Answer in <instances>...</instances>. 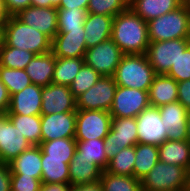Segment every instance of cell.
Wrapping results in <instances>:
<instances>
[{
    "instance_id": "10",
    "label": "cell",
    "mask_w": 190,
    "mask_h": 191,
    "mask_svg": "<svg viewBox=\"0 0 190 191\" xmlns=\"http://www.w3.org/2000/svg\"><path fill=\"white\" fill-rule=\"evenodd\" d=\"M150 106L148 91L117 86L109 113L112 118H136Z\"/></svg>"
},
{
    "instance_id": "41",
    "label": "cell",
    "mask_w": 190,
    "mask_h": 191,
    "mask_svg": "<svg viewBox=\"0 0 190 191\" xmlns=\"http://www.w3.org/2000/svg\"><path fill=\"white\" fill-rule=\"evenodd\" d=\"M42 181L24 174H11L12 191H40Z\"/></svg>"
},
{
    "instance_id": "29",
    "label": "cell",
    "mask_w": 190,
    "mask_h": 191,
    "mask_svg": "<svg viewBox=\"0 0 190 191\" xmlns=\"http://www.w3.org/2000/svg\"><path fill=\"white\" fill-rule=\"evenodd\" d=\"M12 124L31 143L40 145L41 143V115H20L5 114Z\"/></svg>"
},
{
    "instance_id": "38",
    "label": "cell",
    "mask_w": 190,
    "mask_h": 191,
    "mask_svg": "<svg viewBox=\"0 0 190 191\" xmlns=\"http://www.w3.org/2000/svg\"><path fill=\"white\" fill-rule=\"evenodd\" d=\"M100 77L101 75L98 72L84 63L69 88L74 97L77 98L95 85Z\"/></svg>"
},
{
    "instance_id": "31",
    "label": "cell",
    "mask_w": 190,
    "mask_h": 191,
    "mask_svg": "<svg viewBox=\"0 0 190 191\" xmlns=\"http://www.w3.org/2000/svg\"><path fill=\"white\" fill-rule=\"evenodd\" d=\"M76 151L80 157L92 159L103 171L106 170L109 158L104 150V139L76 141Z\"/></svg>"
},
{
    "instance_id": "23",
    "label": "cell",
    "mask_w": 190,
    "mask_h": 191,
    "mask_svg": "<svg viewBox=\"0 0 190 191\" xmlns=\"http://www.w3.org/2000/svg\"><path fill=\"white\" fill-rule=\"evenodd\" d=\"M102 169L94 160L80 157L75 150L74 156L69 163L70 185H84L100 180Z\"/></svg>"
},
{
    "instance_id": "2",
    "label": "cell",
    "mask_w": 190,
    "mask_h": 191,
    "mask_svg": "<svg viewBox=\"0 0 190 191\" xmlns=\"http://www.w3.org/2000/svg\"><path fill=\"white\" fill-rule=\"evenodd\" d=\"M156 75L145 54H124L113 78L117 86L148 91Z\"/></svg>"
},
{
    "instance_id": "24",
    "label": "cell",
    "mask_w": 190,
    "mask_h": 191,
    "mask_svg": "<svg viewBox=\"0 0 190 191\" xmlns=\"http://www.w3.org/2000/svg\"><path fill=\"white\" fill-rule=\"evenodd\" d=\"M41 163V148L39 145H32L8 164L11 174H24V176H31L41 180Z\"/></svg>"
},
{
    "instance_id": "54",
    "label": "cell",
    "mask_w": 190,
    "mask_h": 191,
    "mask_svg": "<svg viewBox=\"0 0 190 191\" xmlns=\"http://www.w3.org/2000/svg\"><path fill=\"white\" fill-rule=\"evenodd\" d=\"M182 4L190 10V0H181Z\"/></svg>"
},
{
    "instance_id": "52",
    "label": "cell",
    "mask_w": 190,
    "mask_h": 191,
    "mask_svg": "<svg viewBox=\"0 0 190 191\" xmlns=\"http://www.w3.org/2000/svg\"><path fill=\"white\" fill-rule=\"evenodd\" d=\"M187 140L190 142V111L187 114Z\"/></svg>"
},
{
    "instance_id": "53",
    "label": "cell",
    "mask_w": 190,
    "mask_h": 191,
    "mask_svg": "<svg viewBox=\"0 0 190 191\" xmlns=\"http://www.w3.org/2000/svg\"><path fill=\"white\" fill-rule=\"evenodd\" d=\"M61 4V0H49V7L58 8Z\"/></svg>"
},
{
    "instance_id": "8",
    "label": "cell",
    "mask_w": 190,
    "mask_h": 191,
    "mask_svg": "<svg viewBox=\"0 0 190 191\" xmlns=\"http://www.w3.org/2000/svg\"><path fill=\"white\" fill-rule=\"evenodd\" d=\"M121 49L110 38L85 51L84 63L101 76L113 77L123 56Z\"/></svg>"
},
{
    "instance_id": "32",
    "label": "cell",
    "mask_w": 190,
    "mask_h": 191,
    "mask_svg": "<svg viewBox=\"0 0 190 191\" xmlns=\"http://www.w3.org/2000/svg\"><path fill=\"white\" fill-rule=\"evenodd\" d=\"M100 183L103 191H142L141 180L102 171Z\"/></svg>"
},
{
    "instance_id": "9",
    "label": "cell",
    "mask_w": 190,
    "mask_h": 191,
    "mask_svg": "<svg viewBox=\"0 0 190 191\" xmlns=\"http://www.w3.org/2000/svg\"><path fill=\"white\" fill-rule=\"evenodd\" d=\"M138 143V130L136 118H112L111 128L104 138V150L108 158L115 156L126 147Z\"/></svg>"
},
{
    "instance_id": "7",
    "label": "cell",
    "mask_w": 190,
    "mask_h": 191,
    "mask_svg": "<svg viewBox=\"0 0 190 191\" xmlns=\"http://www.w3.org/2000/svg\"><path fill=\"white\" fill-rule=\"evenodd\" d=\"M189 45L190 39L150 42L145 55L156 74H166Z\"/></svg>"
},
{
    "instance_id": "45",
    "label": "cell",
    "mask_w": 190,
    "mask_h": 191,
    "mask_svg": "<svg viewBox=\"0 0 190 191\" xmlns=\"http://www.w3.org/2000/svg\"><path fill=\"white\" fill-rule=\"evenodd\" d=\"M10 94L6 86L0 80V115H5L10 104Z\"/></svg>"
},
{
    "instance_id": "35",
    "label": "cell",
    "mask_w": 190,
    "mask_h": 191,
    "mask_svg": "<svg viewBox=\"0 0 190 191\" xmlns=\"http://www.w3.org/2000/svg\"><path fill=\"white\" fill-rule=\"evenodd\" d=\"M34 53L16 47L3 46L0 48V66L13 69H25Z\"/></svg>"
},
{
    "instance_id": "5",
    "label": "cell",
    "mask_w": 190,
    "mask_h": 191,
    "mask_svg": "<svg viewBox=\"0 0 190 191\" xmlns=\"http://www.w3.org/2000/svg\"><path fill=\"white\" fill-rule=\"evenodd\" d=\"M141 185L142 191H183L189 188V171L159 160L141 180Z\"/></svg>"
},
{
    "instance_id": "18",
    "label": "cell",
    "mask_w": 190,
    "mask_h": 191,
    "mask_svg": "<svg viewBox=\"0 0 190 191\" xmlns=\"http://www.w3.org/2000/svg\"><path fill=\"white\" fill-rule=\"evenodd\" d=\"M84 29L70 30L68 33H57L51 43V51L57 58L84 57L86 40Z\"/></svg>"
},
{
    "instance_id": "33",
    "label": "cell",
    "mask_w": 190,
    "mask_h": 191,
    "mask_svg": "<svg viewBox=\"0 0 190 191\" xmlns=\"http://www.w3.org/2000/svg\"><path fill=\"white\" fill-rule=\"evenodd\" d=\"M135 164V146L126 147L119 151L115 156L109 158L105 171L122 176H133Z\"/></svg>"
},
{
    "instance_id": "26",
    "label": "cell",
    "mask_w": 190,
    "mask_h": 191,
    "mask_svg": "<svg viewBox=\"0 0 190 191\" xmlns=\"http://www.w3.org/2000/svg\"><path fill=\"white\" fill-rule=\"evenodd\" d=\"M181 5V0H136L129 8L148 22L177 9Z\"/></svg>"
},
{
    "instance_id": "43",
    "label": "cell",
    "mask_w": 190,
    "mask_h": 191,
    "mask_svg": "<svg viewBox=\"0 0 190 191\" xmlns=\"http://www.w3.org/2000/svg\"><path fill=\"white\" fill-rule=\"evenodd\" d=\"M10 16H16L21 10L31 6V0H4Z\"/></svg>"
},
{
    "instance_id": "6",
    "label": "cell",
    "mask_w": 190,
    "mask_h": 191,
    "mask_svg": "<svg viewBox=\"0 0 190 191\" xmlns=\"http://www.w3.org/2000/svg\"><path fill=\"white\" fill-rule=\"evenodd\" d=\"M112 116L104 110H77L75 140L104 139L111 128Z\"/></svg>"
},
{
    "instance_id": "11",
    "label": "cell",
    "mask_w": 190,
    "mask_h": 191,
    "mask_svg": "<svg viewBox=\"0 0 190 191\" xmlns=\"http://www.w3.org/2000/svg\"><path fill=\"white\" fill-rule=\"evenodd\" d=\"M117 84L113 77L101 76L95 85L76 98L77 110L110 111Z\"/></svg>"
},
{
    "instance_id": "22",
    "label": "cell",
    "mask_w": 190,
    "mask_h": 191,
    "mask_svg": "<svg viewBox=\"0 0 190 191\" xmlns=\"http://www.w3.org/2000/svg\"><path fill=\"white\" fill-rule=\"evenodd\" d=\"M178 82L165 74H157L149 87L148 96L152 107L178 101Z\"/></svg>"
},
{
    "instance_id": "20",
    "label": "cell",
    "mask_w": 190,
    "mask_h": 191,
    "mask_svg": "<svg viewBox=\"0 0 190 191\" xmlns=\"http://www.w3.org/2000/svg\"><path fill=\"white\" fill-rule=\"evenodd\" d=\"M113 18L107 15L87 13L84 22L87 49L111 38Z\"/></svg>"
},
{
    "instance_id": "27",
    "label": "cell",
    "mask_w": 190,
    "mask_h": 191,
    "mask_svg": "<svg viewBox=\"0 0 190 191\" xmlns=\"http://www.w3.org/2000/svg\"><path fill=\"white\" fill-rule=\"evenodd\" d=\"M72 159L47 158L41 150L42 183L70 184L69 163Z\"/></svg>"
},
{
    "instance_id": "36",
    "label": "cell",
    "mask_w": 190,
    "mask_h": 191,
    "mask_svg": "<svg viewBox=\"0 0 190 191\" xmlns=\"http://www.w3.org/2000/svg\"><path fill=\"white\" fill-rule=\"evenodd\" d=\"M0 80L8 89L10 96L32 84L25 69H13L4 66H0Z\"/></svg>"
},
{
    "instance_id": "28",
    "label": "cell",
    "mask_w": 190,
    "mask_h": 191,
    "mask_svg": "<svg viewBox=\"0 0 190 191\" xmlns=\"http://www.w3.org/2000/svg\"><path fill=\"white\" fill-rule=\"evenodd\" d=\"M159 161L158 146L153 144L137 143L135 145V164L133 176L142 180Z\"/></svg>"
},
{
    "instance_id": "39",
    "label": "cell",
    "mask_w": 190,
    "mask_h": 191,
    "mask_svg": "<svg viewBox=\"0 0 190 191\" xmlns=\"http://www.w3.org/2000/svg\"><path fill=\"white\" fill-rule=\"evenodd\" d=\"M128 8L125 0H89L87 13L115 17Z\"/></svg>"
},
{
    "instance_id": "56",
    "label": "cell",
    "mask_w": 190,
    "mask_h": 191,
    "mask_svg": "<svg viewBox=\"0 0 190 191\" xmlns=\"http://www.w3.org/2000/svg\"><path fill=\"white\" fill-rule=\"evenodd\" d=\"M189 189H190V172H189Z\"/></svg>"
},
{
    "instance_id": "34",
    "label": "cell",
    "mask_w": 190,
    "mask_h": 191,
    "mask_svg": "<svg viewBox=\"0 0 190 191\" xmlns=\"http://www.w3.org/2000/svg\"><path fill=\"white\" fill-rule=\"evenodd\" d=\"M41 150L47 158L72 159L76 150L75 138H59L51 141H41Z\"/></svg>"
},
{
    "instance_id": "1",
    "label": "cell",
    "mask_w": 190,
    "mask_h": 191,
    "mask_svg": "<svg viewBox=\"0 0 190 191\" xmlns=\"http://www.w3.org/2000/svg\"><path fill=\"white\" fill-rule=\"evenodd\" d=\"M111 39L123 54H145L150 43L147 22L128 8L113 18Z\"/></svg>"
},
{
    "instance_id": "3",
    "label": "cell",
    "mask_w": 190,
    "mask_h": 191,
    "mask_svg": "<svg viewBox=\"0 0 190 191\" xmlns=\"http://www.w3.org/2000/svg\"><path fill=\"white\" fill-rule=\"evenodd\" d=\"M150 42L190 39V10L183 4L177 9L147 22Z\"/></svg>"
},
{
    "instance_id": "16",
    "label": "cell",
    "mask_w": 190,
    "mask_h": 191,
    "mask_svg": "<svg viewBox=\"0 0 190 191\" xmlns=\"http://www.w3.org/2000/svg\"><path fill=\"white\" fill-rule=\"evenodd\" d=\"M76 112L41 114V141L75 138Z\"/></svg>"
},
{
    "instance_id": "30",
    "label": "cell",
    "mask_w": 190,
    "mask_h": 191,
    "mask_svg": "<svg viewBox=\"0 0 190 191\" xmlns=\"http://www.w3.org/2000/svg\"><path fill=\"white\" fill-rule=\"evenodd\" d=\"M84 64V57L57 58L52 83L70 86Z\"/></svg>"
},
{
    "instance_id": "50",
    "label": "cell",
    "mask_w": 190,
    "mask_h": 191,
    "mask_svg": "<svg viewBox=\"0 0 190 191\" xmlns=\"http://www.w3.org/2000/svg\"><path fill=\"white\" fill-rule=\"evenodd\" d=\"M31 6L47 8L49 7V0H31Z\"/></svg>"
},
{
    "instance_id": "15",
    "label": "cell",
    "mask_w": 190,
    "mask_h": 191,
    "mask_svg": "<svg viewBox=\"0 0 190 191\" xmlns=\"http://www.w3.org/2000/svg\"><path fill=\"white\" fill-rule=\"evenodd\" d=\"M41 114L76 112V98L69 86L51 83L42 87Z\"/></svg>"
},
{
    "instance_id": "4",
    "label": "cell",
    "mask_w": 190,
    "mask_h": 191,
    "mask_svg": "<svg viewBox=\"0 0 190 191\" xmlns=\"http://www.w3.org/2000/svg\"><path fill=\"white\" fill-rule=\"evenodd\" d=\"M51 43L46 35L24 24L16 16H10L5 22L6 46L24 49L38 55L50 52Z\"/></svg>"
},
{
    "instance_id": "55",
    "label": "cell",
    "mask_w": 190,
    "mask_h": 191,
    "mask_svg": "<svg viewBox=\"0 0 190 191\" xmlns=\"http://www.w3.org/2000/svg\"><path fill=\"white\" fill-rule=\"evenodd\" d=\"M127 5L130 6L133 2H135L136 0H125Z\"/></svg>"
},
{
    "instance_id": "48",
    "label": "cell",
    "mask_w": 190,
    "mask_h": 191,
    "mask_svg": "<svg viewBox=\"0 0 190 191\" xmlns=\"http://www.w3.org/2000/svg\"><path fill=\"white\" fill-rule=\"evenodd\" d=\"M70 184L42 183L40 191H69Z\"/></svg>"
},
{
    "instance_id": "47",
    "label": "cell",
    "mask_w": 190,
    "mask_h": 191,
    "mask_svg": "<svg viewBox=\"0 0 190 191\" xmlns=\"http://www.w3.org/2000/svg\"><path fill=\"white\" fill-rule=\"evenodd\" d=\"M69 191H103L100 180L84 185H70Z\"/></svg>"
},
{
    "instance_id": "13",
    "label": "cell",
    "mask_w": 190,
    "mask_h": 191,
    "mask_svg": "<svg viewBox=\"0 0 190 191\" xmlns=\"http://www.w3.org/2000/svg\"><path fill=\"white\" fill-rule=\"evenodd\" d=\"M31 146L8 117L0 115V162L8 164Z\"/></svg>"
},
{
    "instance_id": "37",
    "label": "cell",
    "mask_w": 190,
    "mask_h": 191,
    "mask_svg": "<svg viewBox=\"0 0 190 191\" xmlns=\"http://www.w3.org/2000/svg\"><path fill=\"white\" fill-rule=\"evenodd\" d=\"M87 10L57 9L58 33H68L70 30L84 29Z\"/></svg>"
},
{
    "instance_id": "44",
    "label": "cell",
    "mask_w": 190,
    "mask_h": 191,
    "mask_svg": "<svg viewBox=\"0 0 190 191\" xmlns=\"http://www.w3.org/2000/svg\"><path fill=\"white\" fill-rule=\"evenodd\" d=\"M0 191H11V170L9 164L0 162Z\"/></svg>"
},
{
    "instance_id": "25",
    "label": "cell",
    "mask_w": 190,
    "mask_h": 191,
    "mask_svg": "<svg viewBox=\"0 0 190 191\" xmlns=\"http://www.w3.org/2000/svg\"><path fill=\"white\" fill-rule=\"evenodd\" d=\"M159 160L186 168L190 172V142L165 140L158 146Z\"/></svg>"
},
{
    "instance_id": "17",
    "label": "cell",
    "mask_w": 190,
    "mask_h": 191,
    "mask_svg": "<svg viewBox=\"0 0 190 191\" xmlns=\"http://www.w3.org/2000/svg\"><path fill=\"white\" fill-rule=\"evenodd\" d=\"M160 117L167 130V140H187L188 110L179 102L158 107Z\"/></svg>"
},
{
    "instance_id": "49",
    "label": "cell",
    "mask_w": 190,
    "mask_h": 191,
    "mask_svg": "<svg viewBox=\"0 0 190 191\" xmlns=\"http://www.w3.org/2000/svg\"><path fill=\"white\" fill-rule=\"evenodd\" d=\"M10 18L4 0H0V22H6Z\"/></svg>"
},
{
    "instance_id": "46",
    "label": "cell",
    "mask_w": 190,
    "mask_h": 191,
    "mask_svg": "<svg viewBox=\"0 0 190 191\" xmlns=\"http://www.w3.org/2000/svg\"><path fill=\"white\" fill-rule=\"evenodd\" d=\"M89 0H61L57 9H84L87 10Z\"/></svg>"
},
{
    "instance_id": "12",
    "label": "cell",
    "mask_w": 190,
    "mask_h": 191,
    "mask_svg": "<svg viewBox=\"0 0 190 191\" xmlns=\"http://www.w3.org/2000/svg\"><path fill=\"white\" fill-rule=\"evenodd\" d=\"M138 143L161 145L167 140V128L157 107L144 109L137 117Z\"/></svg>"
},
{
    "instance_id": "19",
    "label": "cell",
    "mask_w": 190,
    "mask_h": 191,
    "mask_svg": "<svg viewBox=\"0 0 190 191\" xmlns=\"http://www.w3.org/2000/svg\"><path fill=\"white\" fill-rule=\"evenodd\" d=\"M42 87L31 84L10 97L6 114L41 115Z\"/></svg>"
},
{
    "instance_id": "51",
    "label": "cell",
    "mask_w": 190,
    "mask_h": 191,
    "mask_svg": "<svg viewBox=\"0 0 190 191\" xmlns=\"http://www.w3.org/2000/svg\"><path fill=\"white\" fill-rule=\"evenodd\" d=\"M4 36H5V23L0 22V48L4 44Z\"/></svg>"
},
{
    "instance_id": "40",
    "label": "cell",
    "mask_w": 190,
    "mask_h": 191,
    "mask_svg": "<svg viewBox=\"0 0 190 191\" xmlns=\"http://www.w3.org/2000/svg\"><path fill=\"white\" fill-rule=\"evenodd\" d=\"M165 75L174 78L177 82L190 80V45L181 52L175 64H172Z\"/></svg>"
},
{
    "instance_id": "14",
    "label": "cell",
    "mask_w": 190,
    "mask_h": 191,
    "mask_svg": "<svg viewBox=\"0 0 190 191\" xmlns=\"http://www.w3.org/2000/svg\"><path fill=\"white\" fill-rule=\"evenodd\" d=\"M16 17L24 24L46 35L51 41L58 33V16L55 7L29 6L21 10Z\"/></svg>"
},
{
    "instance_id": "21",
    "label": "cell",
    "mask_w": 190,
    "mask_h": 191,
    "mask_svg": "<svg viewBox=\"0 0 190 191\" xmlns=\"http://www.w3.org/2000/svg\"><path fill=\"white\" fill-rule=\"evenodd\" d=\"M55 65L56 57L50 51L33 56L25 71L29 75L32 84L45 87L52 83Z\"/></svg>"
},
{
    "instance_id": "42",
    "label": "cell",
    "mask_w": 190,
    "mask_h": 191,
    "mask_svg": "<svg viewBox=\"0 0 190 191\" xmlns=\"http://www.w3.org/2000/svg\"><path fill=\"white\" fill-rule=\"evenodd\" d=\"M178 101L190 111V80L178 82Z\"/></svg>"
}]
</instances>
